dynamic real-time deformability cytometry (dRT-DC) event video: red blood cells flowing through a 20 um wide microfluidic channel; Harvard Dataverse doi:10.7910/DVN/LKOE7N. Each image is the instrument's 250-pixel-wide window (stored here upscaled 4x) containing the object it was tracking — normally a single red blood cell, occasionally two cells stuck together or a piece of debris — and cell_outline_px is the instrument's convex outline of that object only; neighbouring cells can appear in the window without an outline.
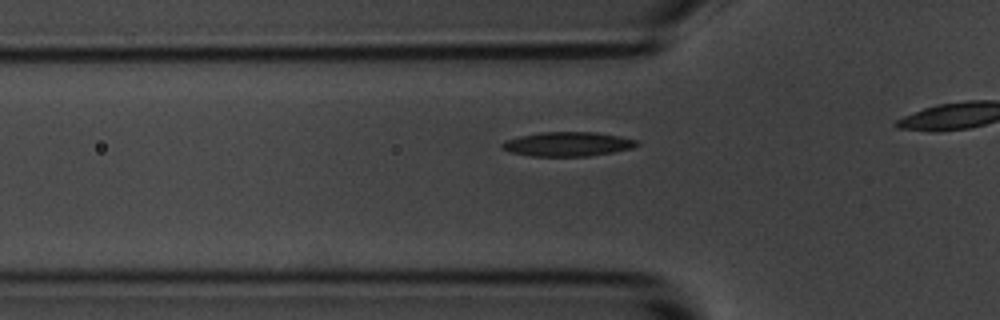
{"species": "common noctule bat (a hibernating species)", "species_latin": "Nyctalus noctula", "temperature_condition": "room temperature", "stored_images_in_passage": 14, "camera_frame_rate_fps": 3000, "um_per_image_px": 0.085, "animal": {"sex": "male", "body_mass_g": 20.1, "forearm_length_mm": 53.5}, "frame": {"image": 1, "passage_image": 8, "time_ms": 2.333, "image_size_px": [1000, 320], "cell_outline_px": [[640, 144], [632, 148], [612, 152], [588, 156], [532, 156], [512, 152], [500, 148], [500, 144], [504, 140], [520, 136], [540, 132], [596, 132], [620, 136], [640, 140]], "centroid_in_image_um": [48.26, 12.24], "position_along_channel_um": 77.5, "area_um2": 19.19}}
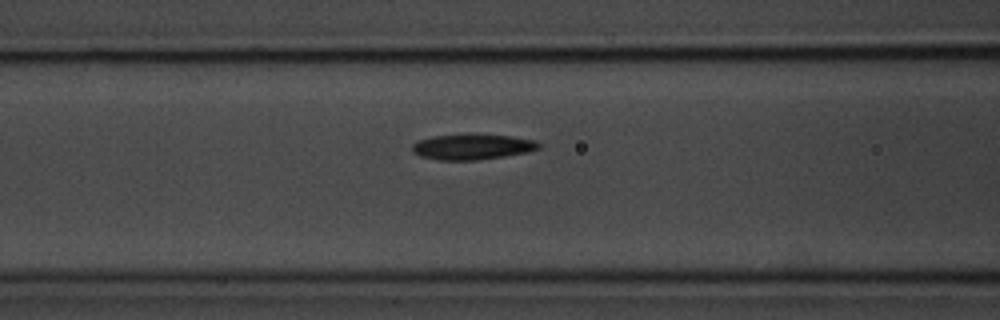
{"frame": {"image": 2, "passage_image": 12, "time_ms": 3.667, "image_size_px": [1000, 320], "cell_outline_px": [[540, 148], [528, 152], [504, 156], [476, 160], [440, 160], [420, 156], [412, 152], [412, 144], [416, 140], [432, 136], [468, 132], [512, 136], [536, 140], [540, 144]], "centroid_in_image_um": [40.12, 12.44], "position_along_channel_um": 126.5, "area_um2": 19.48}}